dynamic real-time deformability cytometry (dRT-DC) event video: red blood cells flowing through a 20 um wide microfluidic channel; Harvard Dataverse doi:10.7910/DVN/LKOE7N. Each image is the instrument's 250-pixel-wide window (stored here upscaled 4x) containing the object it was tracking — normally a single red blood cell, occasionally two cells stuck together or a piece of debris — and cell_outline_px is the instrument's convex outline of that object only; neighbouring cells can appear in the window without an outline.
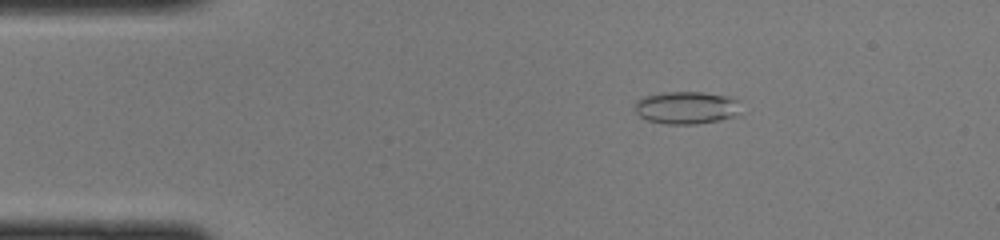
{"species": "common noctule bat (a hibernating species)", "species_latin": "Nyctalus noctula", "temperature_condition": "cold", "stored_images_in_passage": 47, "camera_frame_rate_fps": 3000, "um_per_image_px": 0.085, "animal": {"sex": "female", "body_mass_g": 22.0, "forearm_length_mm": 56.7}, "frame": {"image": 1, "passage_image": 8, "time_ms": 2.333, "image_size_px": [1000, 240], "cell_outline_px": [[740, 116], [720, 120], [696, 124], [664, 124], [648, 120], [640, 116], [636, 112], [636, 100], [644, 96], [664, 92], [704, 92], [732, 96], [736, 100]], "centroid_in_image_um": [58.37, 9.15], "position_along_channel_um": 26.6, "area_um2": 20.29}}
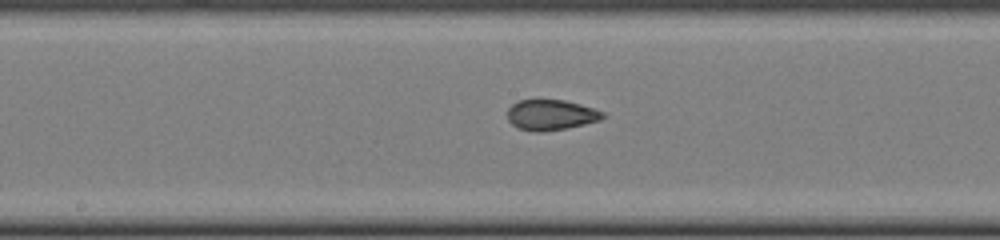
{"frame": {"image": 2, "passage_image": 24, "time_ms": 7.667, "image_size_px": [1000, 240], "cell_outline_px": [[608, 116], [600, 120], [568, 128], [544, 132], [536, 132], [516, 128], [508, 120], [508, 108], [512, 104], [520, 100], [564, 100], [580, 104], [604, 112]], "centroid_in_image_um": [46.84, 9.78], "position_along_channel_um": 201.4, "area_um2": 17.05}}
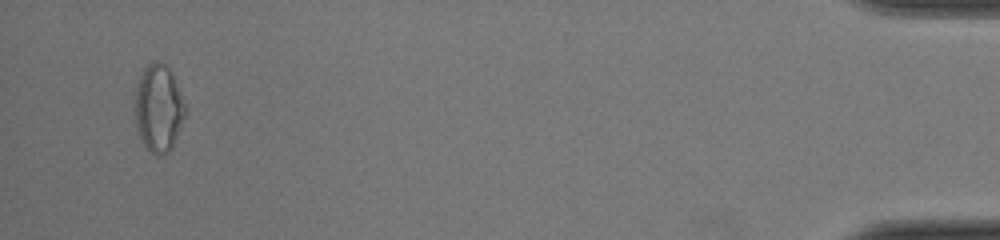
{"frame": {"image": 3, "passage_image": 45, "time_ms": 14.667, "image_size_px": [1000, 240], "cell_outline_px": [[188, 112], [176, 140], [172, 148], [168, 152], [160, 156], [156, 156], [144, 144], [140, 136], [136, 124], [132, 108], [132, 104], [140, 76], [144, 68], [152, 60], [156, 60], [164, 64], [168, 68], [188, 108]], "centroid_in_image_um": [13.48, 9.22], "position_along_channel_um": 421.7, "area_um2": 26.07}}